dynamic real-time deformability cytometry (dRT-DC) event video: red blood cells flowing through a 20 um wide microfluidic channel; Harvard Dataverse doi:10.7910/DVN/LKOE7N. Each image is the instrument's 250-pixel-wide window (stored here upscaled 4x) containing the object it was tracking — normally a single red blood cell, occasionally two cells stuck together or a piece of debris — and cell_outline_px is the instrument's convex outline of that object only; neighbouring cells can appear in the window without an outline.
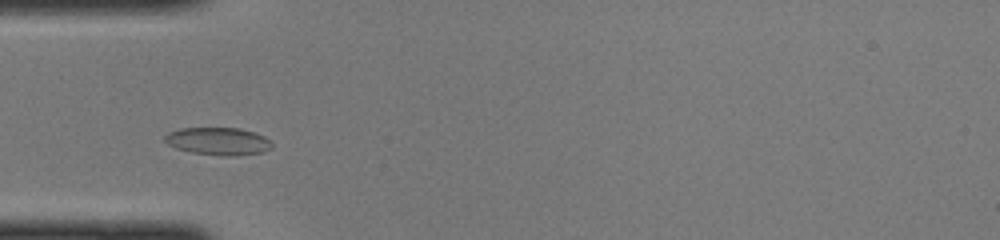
{"species": "common noctule bat (a hibernating species)", "species_latin": "Nyctalus noctula", "temperature_condition": "cold", "stored_images_in_passage": 39, "camera_frame_rate_fps": 3000, "um_per_image_px": 0.085, "animal": {"sex": "female", "body_mass_g": 22.0, "forearm_length_mm": 56.7}, "frame": {"image": 1, "passage_image": 7, "time_ms": 2.0, "image_size_px": [1000, 240], "cell_outline_px": [[272, 148], [264, 152], [232, 156], [224, 156], [192, 152], [176, 148], [168, 144], [164, 140], [164, 136], [168, 132], [180, 128], [240, 128], [256, 132], [272, 140]], "centroid_in_image_um": [18.58, 12.0], "position_along_channel_um": 66.4, "area_um2": 17.4}}
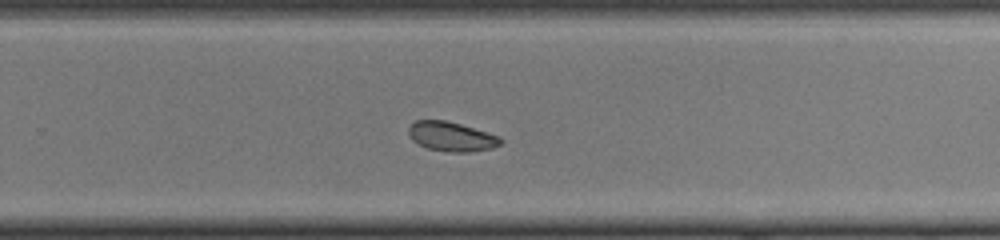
{"frame": {"image": 2, "passage_image": 23, "time_ms": 7.333, "image_size_px": [1000, 240], "cell_outline_px": [[504, 140], [500, 144], [492, 148], [468, 152], [448, 152], [428, 148], [412, 140], [408, 136], [408, 128], [416, 120], [444, 120], [460, 124], [500, 136]], "centroid_in_image_um": [38.37, 11.61], "position_along_channel_um": 291.4, "area_um2": 15.72}}
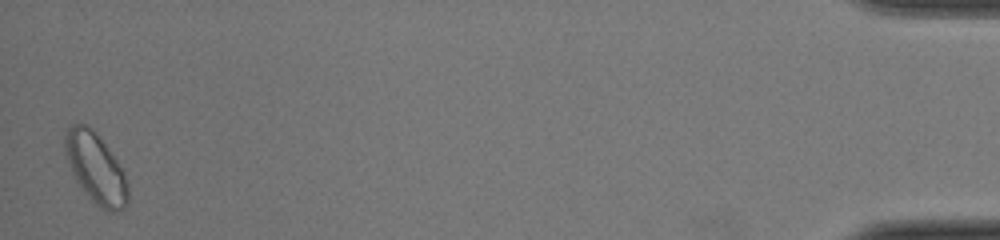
{"frame": {"image": 3, "passage_image": 39, "time_ms": 12.667, "image_size_px": [1000, 240], "cell_outline_px": [[128, 200], [124, 208], [116, 212], [108, 212], [100, 208], [88, 196], [76, 180], [72, 172], [64, 152], [64, 136], [68, 128], [72, 124], [84, 124], [92, 128], [96, 132], [116, 160], [124, 172], [128, 180]], "centroid_in_image_um": [8.14, 14.3], "position_along_channel_um": 427.1, "area_um2": 25.66}}